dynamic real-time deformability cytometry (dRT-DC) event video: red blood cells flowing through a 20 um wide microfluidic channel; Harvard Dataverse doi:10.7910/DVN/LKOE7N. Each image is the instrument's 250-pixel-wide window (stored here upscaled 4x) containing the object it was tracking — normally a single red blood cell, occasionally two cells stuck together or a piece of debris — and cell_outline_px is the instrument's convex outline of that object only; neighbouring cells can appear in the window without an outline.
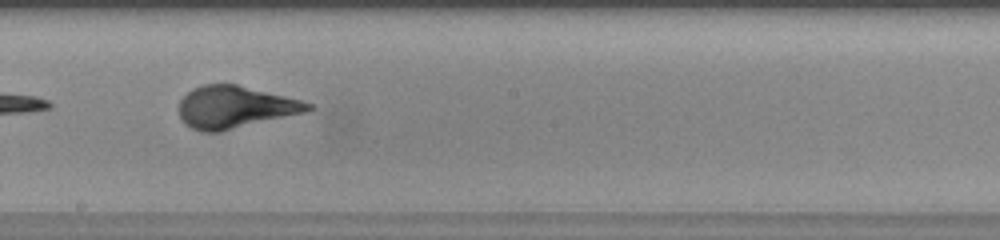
{"species": "human", "species_latin": "Homo sapiens", "temperature_condition": "warm", "stored_images_in_passage": 38, "segment_of_instrument_passage": [2, 2], "camera_frame_rate_fps": 3000, "um_per_image_px": 0.085, "donor": {"sex": "female"}, "frame": {"image": 1, "passage_image": 29, "time_ms": 9.333, "image_size_px": [1000, 240], "cell_outline_px": [[312, 108], [308, 112], [220, 132], [200, 132], [184, 124], [180, 116], [180, 100], [192, 88], [204, 84], [236, 84], [300, 100], [312, 104]], "centroid_in_image_um": [19.96, 9.12], "position_along_channel_um": 228.2, "area_um2": 31.67}}